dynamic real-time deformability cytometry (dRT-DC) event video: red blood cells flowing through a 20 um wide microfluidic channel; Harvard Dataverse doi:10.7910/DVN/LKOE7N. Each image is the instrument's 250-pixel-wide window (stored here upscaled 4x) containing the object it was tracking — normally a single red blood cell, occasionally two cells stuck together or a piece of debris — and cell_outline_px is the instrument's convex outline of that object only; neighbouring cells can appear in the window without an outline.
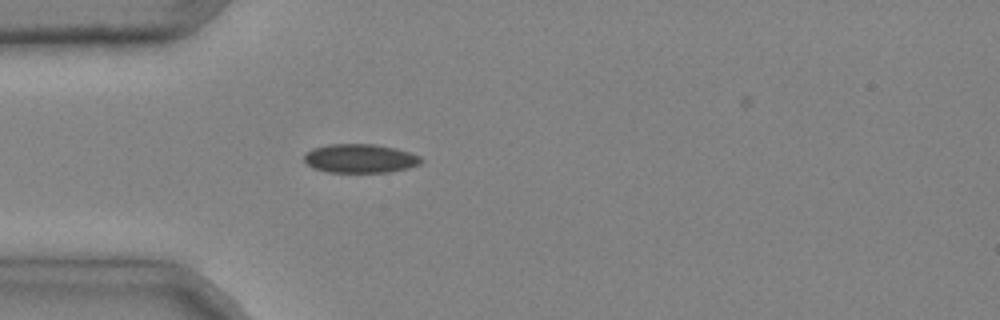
{"species": "common noctule bat (a hibernating species)", "species_latin": "Nyctalus noctula", "temperature_condition": "cold", "stored_images_in_passage": 1, "camera_frame_rate_fps": 3000, "um_per_image_px": 0.085, "animal": {"sex": "male", "body_mass_g": 20.4}, "frame": {"image": 1, "passage_image": 1, "time_ms": 0.0, "image_size_px": [1000, 320], "cell_outline_px": [[424, 160], [420, 164], [408, 168], [388, 172], [328, 172], [312, 168], [304, 160], [304, 152], [312, 148], [328, 144], [372, 144], [396, 148], [420, 156]], "centroid_in_image_um": [30.59, 13.46], "position_along_channel_um": 54.4, "area_um2": 19.77}}